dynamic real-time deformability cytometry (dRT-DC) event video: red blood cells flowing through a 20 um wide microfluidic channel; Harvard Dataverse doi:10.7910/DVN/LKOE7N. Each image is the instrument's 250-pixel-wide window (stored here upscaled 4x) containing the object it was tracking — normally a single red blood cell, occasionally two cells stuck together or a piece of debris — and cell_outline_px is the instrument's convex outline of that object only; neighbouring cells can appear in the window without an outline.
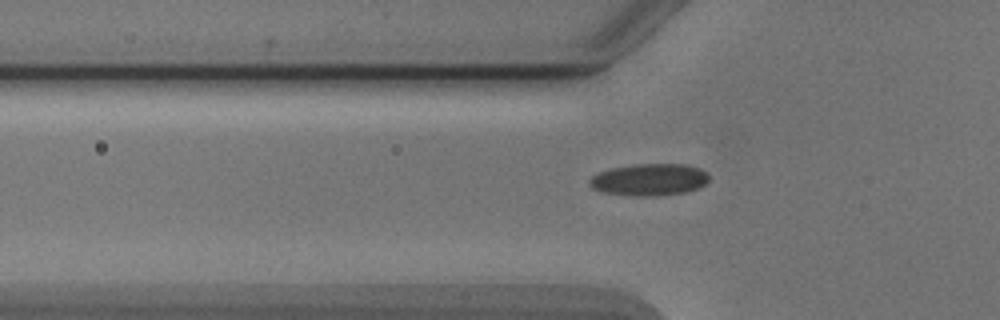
{"species": "Egyptian fruit bat (a non-hibernating species)", "species_latin": "Rousettus aegyptiacus", "temperature_condition": "cold", "stored_images_in_passage": 37, "camera_frame_rate_fps": 3000, "um_per_image_px": 0.085, "animal": {"sex": "male"}, "frame": {"image": 1, "passage_image": 7, "time_ms": 2.0, "image_size_px": [1000, 320], "cell_outline_px": [[708, 180], [700, 188], [688, 192], [656, 196], [636, 196], [600, 192], [592, 188], [588, 184], [588, 180], [592, 176], [600, 172], [612, 168], [640, 164], [684, 164], [700, 168], [708, 176]], "centroid_in_image_um": [55.18, 15.28], "position_along_channel_um": 70.6, "area_um2": 22.31}}
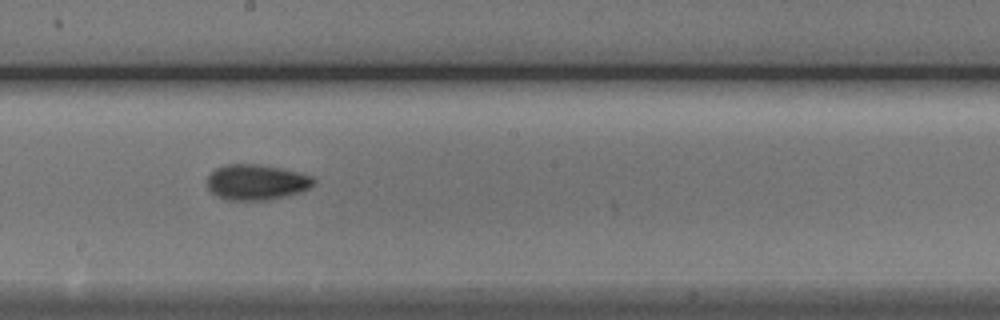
{"frame": {"image": 2, "passage_image": 19, "time_ms": 6.0, "image_size_px": [1000, 320], "cell_outline_px": [[316, 180], [308, 188], [300, 192], [268, 200], [224, 200], [216, 196], [208, 188], [208, 176], [216, 168], [228, 164], [256, 164], [280, 168], [312, 176]], "centroid_in_image_um": [21.77, 15.49], "position_along_channel_um": 226.4, "area_um2": 21.85}}
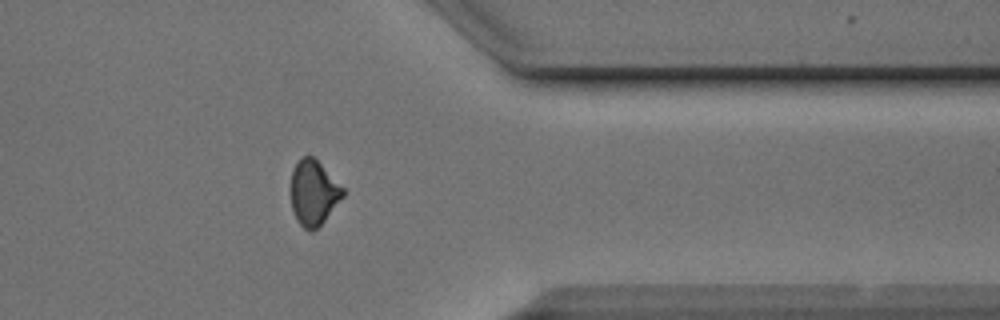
{"frame": {"image": 3, "passage_image": 32, "time_ms": 10.333, "image_size_px": [1000, 320], "cell_outline_px": [[344, 196], [324, 220], [312, 232], [308, 232], [296, 220], [292, 208], [288, 188], [292, 168], [300, 156], [312, 156], [344, 188]], "centroid_in_image_um": [26.59, 16.37], "position_along_channel_um": 384.8, "area_um2": 20.06}, "authors_computed_cell_mechanics": {"area_um2": 21.0392, "velocity_mm_per_s": 3.8962, "shape_relaxation_time_tau1_ms": 3.6224, "shape_relaxation_time_tau2_ms": 6.0033, "deformation_change_tau1": 0.0939, "deformation_change_tau2": 0.1033}}